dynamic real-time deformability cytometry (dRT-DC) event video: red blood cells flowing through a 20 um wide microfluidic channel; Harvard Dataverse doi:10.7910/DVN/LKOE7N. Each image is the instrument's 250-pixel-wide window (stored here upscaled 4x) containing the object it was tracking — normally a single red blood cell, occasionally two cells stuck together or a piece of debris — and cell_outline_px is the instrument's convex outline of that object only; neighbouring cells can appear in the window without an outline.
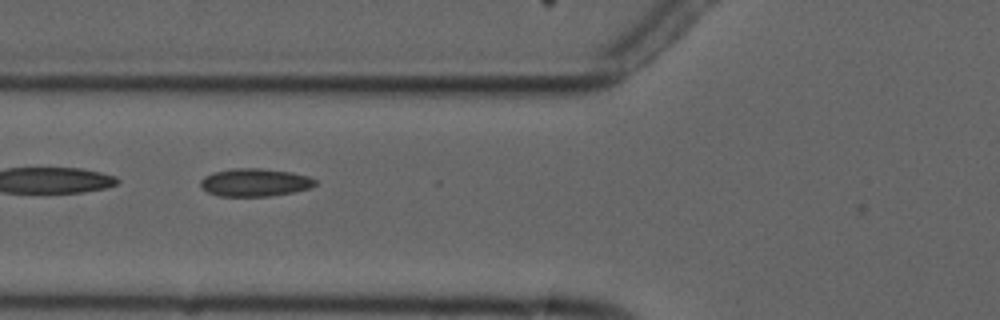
{"species": "common noctule bat (a hibernating species)", "species_latin": "Nyctalus noctula", "temperature_condition": "cold", "stored_images_in_passage": 12, "camera_frame_rate_fps": 3000, "um_per_image_px": 0.085, "animal": {"sex": "male", "forearm_length_mm": 52.5}, "frame": {"image": 1, "passage_image": 4, "time_ms": 3.667, "image_size_px": [1000, 320], "cell_outline_px": [[316, 184], [308, 188], [292, 192], [268, 196], [220, 196], [208, 192], [200, 184], [200, 180], [204, 176], [212, 172], [232, 168], [260, 168], [292, 172], [308, 176], [316, 180]], "centroid_in_image_um": [21.64, 15.49], "position_along_channel_um": 104.2, "area_um2": 18.55}}
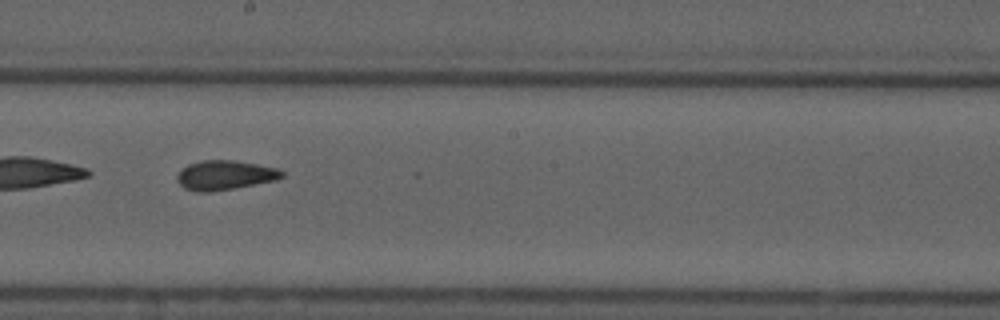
{"frame": {"image": 2, "passage_image": 7, "time_ms": 7.0, "image_size_px": [1000, 320], "cell_outline_px": [[284, 176], [276, 180], [212, 192], [196, 192], [184, 188], [176, 180], [176, 176], [188, 164], [204, 160], [236, 160], [276, 168], [284, 172]], "centroid_in_image_um": [19.1, 14.89], "position_along_channel_um": 229.1, "area_um2": 17.92}}
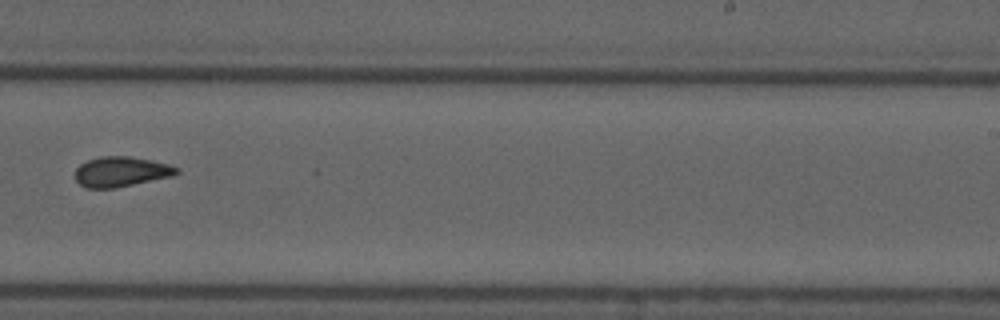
{"frame": {"image": 3, "passage_image": 8, "time_ms": 8.333, "image_size_px": [1000, 320], "cell_outline_px": [[180, 172], [172, 176], [116, 188], [84, 188], [76, 180], [76, 168], [80, 164], [88, 160], [100, 156], [128, 156], [152, 160], [168, 164], [180, 168]], "centroid_in_image_um": [10.3, 14.59], "position_along_channel_um": 278.7, "area_um2": 17.86}}